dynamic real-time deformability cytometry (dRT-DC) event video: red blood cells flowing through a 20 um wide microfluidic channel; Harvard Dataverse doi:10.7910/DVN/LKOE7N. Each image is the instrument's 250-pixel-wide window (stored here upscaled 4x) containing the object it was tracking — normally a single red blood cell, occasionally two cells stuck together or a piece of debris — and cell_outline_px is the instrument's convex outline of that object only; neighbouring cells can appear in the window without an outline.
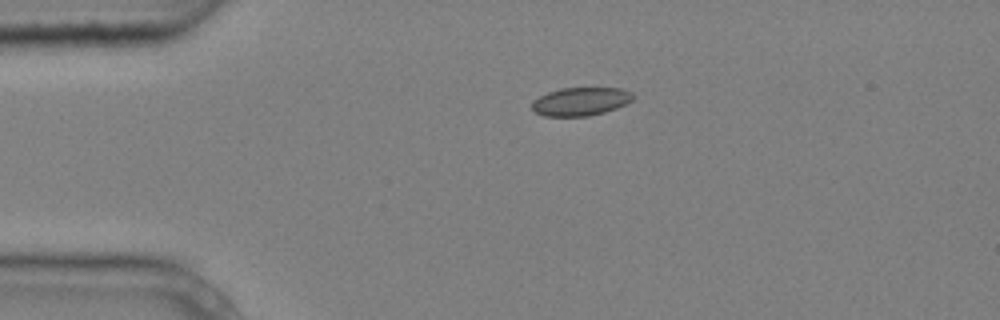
{"species": "common noctule bat (a hibernating species)", "species_latin": "Nyctalus noctula", "temperature_condition": "cold", "stored_images_in_passage": 2, "camera_frame_rate_fps": 3000, "um_per_image_px": 0.085, "animal": {"sex": "male", "body_mass_g": 20.4}, "frame": {"image": 1, "passage_image": 1, "time_ms": 0.0, "image_size_px": [1000, 320], "cell_outline_px": [[636, 96], [632, 100], [616, 108], [604, 112], [588, 116], [544, 116], [536, 112], [532, 108], [532, 100], [548, 92], [560, 88], [620, 88], [632, 92]], "centroid_in_image_um": [49.36, 8.62], "position_along_channel_um": 35.6, "area_um2": 16.65}}